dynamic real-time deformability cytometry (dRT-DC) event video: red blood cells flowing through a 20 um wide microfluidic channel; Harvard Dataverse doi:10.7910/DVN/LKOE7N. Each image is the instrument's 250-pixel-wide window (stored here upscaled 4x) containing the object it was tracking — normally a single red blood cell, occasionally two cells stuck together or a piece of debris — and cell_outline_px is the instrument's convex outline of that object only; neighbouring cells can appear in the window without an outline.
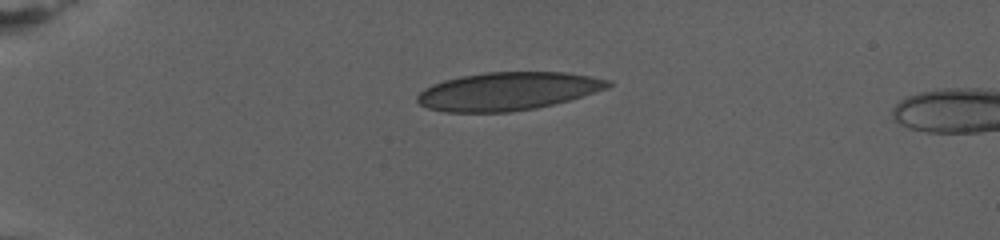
{"species": "human", "species_latin": "Homo sapiens", "temperature_condition": "warm", "stored_images_in_passage": 58, "camera_frame_rate_fps": 3000, "um_per_image_px": 0.085, "donor": {"sex": "female"}, "frame": {"image": 1, "passage_image": 1, "time_ms": 0.0, "image_size_px": [1000, 240], "cell_outline_px": [[612, 84], [608, 88], [568, 100], [536, 108], [508, 112], [444, 112], [428, 108], [420, 104], [416, 100], [416, 96], [424, 88], [432, 84], [444, 80], [460, 76], [484, 72], [564, 72], [612, 80]], "centroid_in_image_um": [43.13, 7.75], "position_along_channel_um": 41.9, "area_um2": 42.31}}
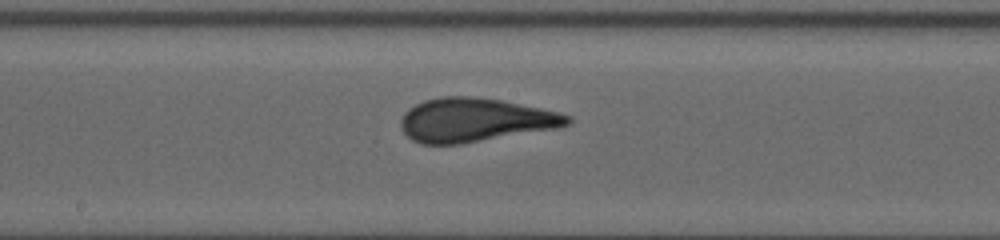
{"frame": {"image": 2, "passage_image": 25, "time_ms": 8.0, "image_size_px": [1000, 240], "cell_outline_px": [[572, 120], [568, 124], [560, 128], [460, 144], [420, 144], [412, 140], [400, 128], [400, 120], [404, 112], [408, 108], [424, 100], [440, 96], [472, 96], [504, 100], [560, 112], [572, 116]], "centroid_in_image_um": [40.38, 10.19], "position_along_channel_um": 207.8, "area_um2": 43.0}}
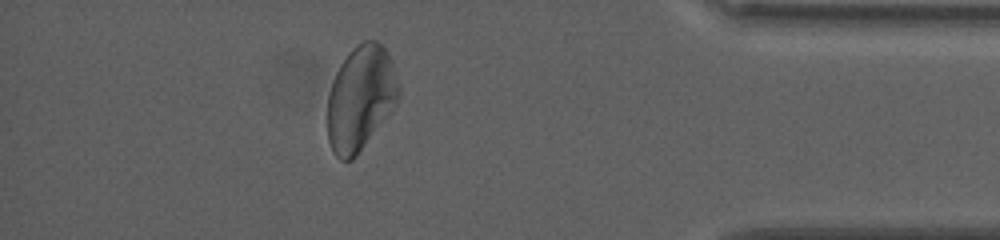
{"frame": {"image": 3, "passage_image": 50, "time_ms": 16.333, "image_size_px": [1000, 240], "cell_outline_px": [[400, 96], [392, 112], [356, 156], [352, 160], [340, 160], [332, 152], [328, 140], [328, 92], [332, 80], [340, 64], [348, 52], [356, 44], [364, 40], [376, 40], [388, 52], [400, 88]], "centroid_in_image_um": [30.65, 8.34], "position_along_channel_um": 404.6, "area_um2": 43.81}, "authors_computed_cell_mechanics": {"area_um2": 42.4252, "velocity_mm_per_s": 2.7197, "shape_relaxation_time_tau1_ms": null, "shape_relaxation_time_tau2_ms": 1.0877, "deformation_change_tau1": null, "deformation_change_tau2": 0.0732}}